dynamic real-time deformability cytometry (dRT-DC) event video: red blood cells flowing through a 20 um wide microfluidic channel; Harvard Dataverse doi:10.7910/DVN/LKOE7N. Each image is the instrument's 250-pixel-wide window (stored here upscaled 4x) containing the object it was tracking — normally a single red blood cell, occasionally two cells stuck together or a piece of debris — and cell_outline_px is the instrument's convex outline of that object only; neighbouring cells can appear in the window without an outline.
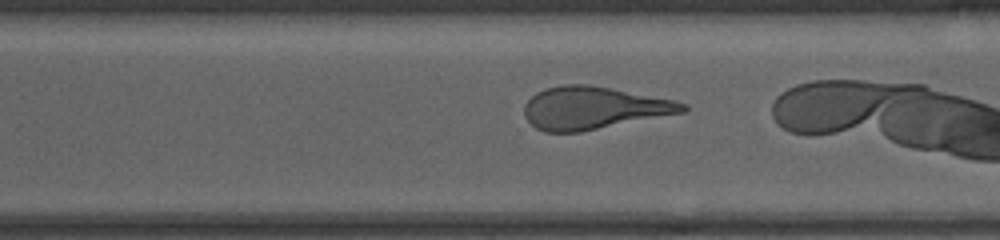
{"species": "human", "species_latin": "Homo sapiens", "temperature_condition": "cold", "stored_images_in_passage": 33, "camera_frame_rate_fps": 3000, "um_per_image_px": 0.085, "donor": {"sex": "male"}, "frame": {"image": 1, "passage_image": 28, "time_ms": 9.0, "image_size_px": [1000, 240], "cell_outline_px": [[688, 108], [684, 112], [580, 132], [544, 132], [536, 128], [524, 116], [524, 104], [536, 92], [544, 88], [560, 84], [588, 84], [676, 100], [688, 104]], "centroid_in_image_um": [50.43, 9.17], "position_along_channel_um": 320.2, "area_um2": 39.3}}